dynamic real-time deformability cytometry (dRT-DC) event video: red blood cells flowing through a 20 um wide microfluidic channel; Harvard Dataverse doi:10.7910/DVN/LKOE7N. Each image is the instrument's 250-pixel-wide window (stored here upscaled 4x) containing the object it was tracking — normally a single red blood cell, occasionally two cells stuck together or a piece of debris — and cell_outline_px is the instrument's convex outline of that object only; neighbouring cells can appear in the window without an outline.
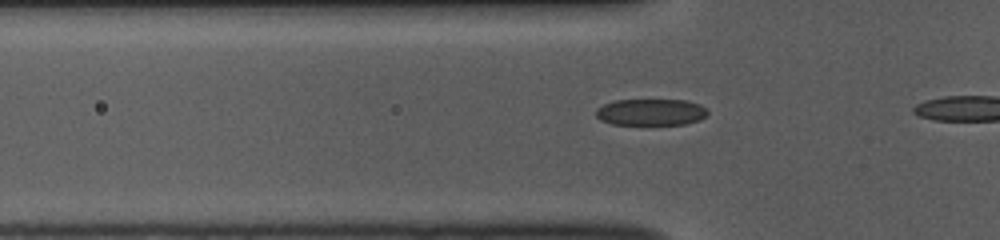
{"species": "common noctule bat (a hibernating species)", "species_latin": "Nyctalus noctula", "temperature_condition": "room temperature", "stored_images_in_passage": 11, "camera_frame_rate_fps": 3000, "um_per_image_px": 0.085, "animal": {"sex": "female", "body_mass_g": 10.0, "forearm_length_mm": 53.1}, "frame": {"image": 1, "passage_image": 8, "time_ms": 2.333, "image_size_px": [1000, 240], "cell_outline_px": [[708, 112], [700, 120], [684, 124], [612, 124], [600, 120], [596, 116], [596, 108], [604, 104], [616, 100], [688, 100], [700, 104], [708, 108]], "centroid_in_image_um": [55.34, 9.52], "position_along_channel_um": 70.5, "area_um2": 17.34}}